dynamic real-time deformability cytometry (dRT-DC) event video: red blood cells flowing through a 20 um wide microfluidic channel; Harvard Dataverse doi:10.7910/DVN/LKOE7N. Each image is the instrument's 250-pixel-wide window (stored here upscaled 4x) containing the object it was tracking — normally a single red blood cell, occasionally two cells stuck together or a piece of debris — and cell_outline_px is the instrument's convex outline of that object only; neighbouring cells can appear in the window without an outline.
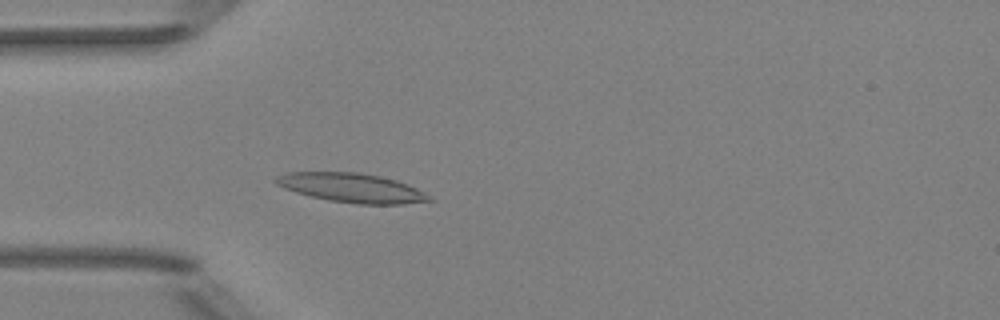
{"species": "Egyptian fruit bat (a non-hibernating species)", "species_latin": "Rousettus aegyptiacus", "temperature_condition": "room temperature", "stored_images_in_passage": 4, "camera_frame_rate_fps": 3000, "um_per_image_px": 0.085, "animal": {"sex": "female"}, "frame": {"image": 1, "passage_image": 4, "time_ms": 3.333, "image_size_px": [1000, 320], "cell_outline_px": [[436, 200], [404, 204], [356, 204], [328, 200], [296, 192], [284, 188], [276, 184], [272, 180], [276, 176], [288, 172], [360, 172], [380, 176], [396, 180], [408, 184], [432, 196]], "centroid_in_image_um": [29.92, 15.96], "position_along_channel_um": 55.1, "area_um2": 26.24}}